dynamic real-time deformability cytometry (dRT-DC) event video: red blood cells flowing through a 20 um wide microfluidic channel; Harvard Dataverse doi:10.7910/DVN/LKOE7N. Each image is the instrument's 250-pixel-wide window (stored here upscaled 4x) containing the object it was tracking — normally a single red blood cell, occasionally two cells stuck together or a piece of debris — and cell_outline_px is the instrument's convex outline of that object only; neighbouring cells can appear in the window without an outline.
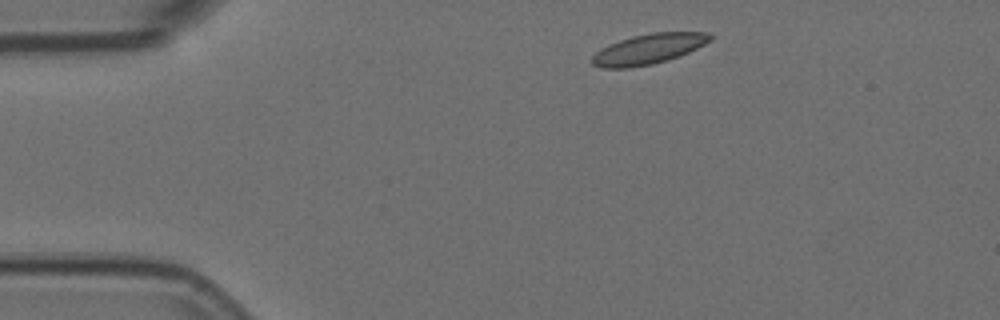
{"species": "Egyptian fruit bat (a non-hibernating species)", "species_latin": "Rousettus aegyptiacus", "temperature_condition": "room temperature", "stored_images_in_passage": 3, "camera_frame_rate_fps": 3000, "um_per_image_px": 0.085, "animal": {"sex": "female"}, "frame": {"image": 1, "passage_image": 1, "time_ms": 0.0, "image_size_px": [1000, 320], "cell_outline_px": [[712, 40], [688, 52], [652, 64], [628, 68], [600, 68], [592, 64], [588, 60], [596, 52], [620, 40], [632, 36], [652, 32], [708, 32], [712, 36]], "centroid_in_image_um": [55.09, 4.16], "position_along_channel_um": 29.9, "area_um2": 20.52}}